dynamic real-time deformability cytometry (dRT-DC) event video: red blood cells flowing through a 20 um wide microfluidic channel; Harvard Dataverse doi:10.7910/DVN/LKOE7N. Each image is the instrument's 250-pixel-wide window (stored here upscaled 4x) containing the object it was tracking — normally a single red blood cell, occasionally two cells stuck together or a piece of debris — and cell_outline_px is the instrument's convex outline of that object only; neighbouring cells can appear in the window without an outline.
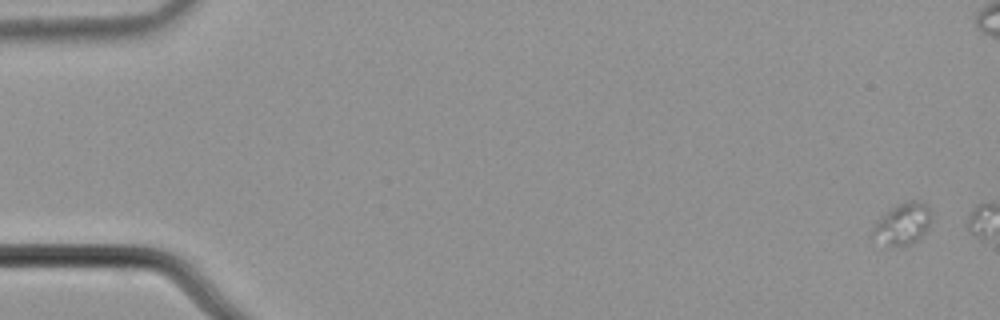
{"species": "common noctule bat (a hibernating species)", "species_latin": "Nyctalus noctula", "temperature_condition": "cold", "stored_images_in_passage": 2, "camera_frame_rate_fps": 3000, "um_per_image_px": 0.085, "animal": {"sex": "male", "body_mass_g": 21.5, "forearm_length_mm": 52.0}, "frame": {"image": 1, "passage_image": 1, "time_ms": 0.0, "image_size_px": [1000, 320], "cell_outline_px": [[932, 220], [928, 228], [916, 240], [908, 244], [888, 244], [872, 236], [872, 228], [876, 220], [880, 216], [892, 208], [900, 204], [912, 200], [916, 200], [924, 204], [928, 208]], "centroid_in_image_um": [76.73, 18.99], "position_along_channel_um": 8.3, "area_um2": 13.58}}